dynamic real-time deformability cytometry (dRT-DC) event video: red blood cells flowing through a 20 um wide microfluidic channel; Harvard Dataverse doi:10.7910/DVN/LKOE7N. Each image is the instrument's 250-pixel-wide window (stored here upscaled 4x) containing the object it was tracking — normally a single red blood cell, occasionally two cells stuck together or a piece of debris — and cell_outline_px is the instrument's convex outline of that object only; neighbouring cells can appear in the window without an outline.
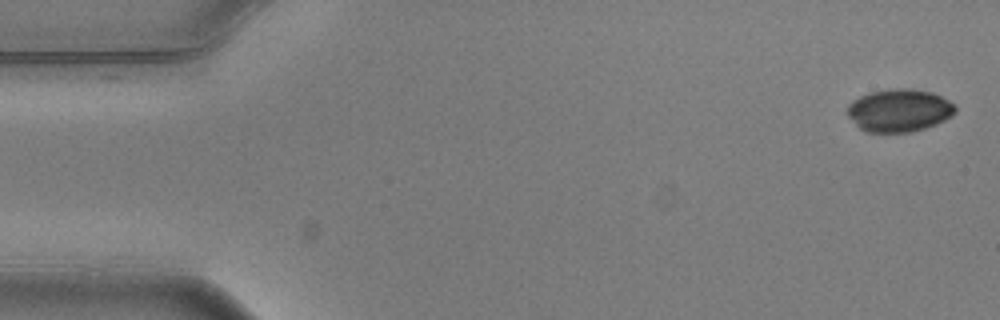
{"species": "common noctule bat (a hibernating species)", "species_latin": "Nyctalus noctula", "temperature_condition": "warm", "stored_images_in_passage": 13, "camera_frame_rate_fps": 3000, "um_per_image_px": 0.085, "animal": {"sex": "male", "body_mass_g": 20.5, "forearm_length_mm": 52.5}, "frame": {"image": 1, "passage_image": 1, "time_ms": 0.0, "image_size_px": [1000, 320], "cell_outline_px": [[956, 112], [952, 116], [936, 124], [912, 132], [868, 132], [860, 128], [848, 116], [848, 104], [852, 100], [868, 92], [888, 88], [912, 88], [932, 92], [948, 100], [956, 108]], "centroid_in_image_um": [76.42, 9.37], "position_along_channel_um": 8.6, "area_um2": 26.99}}
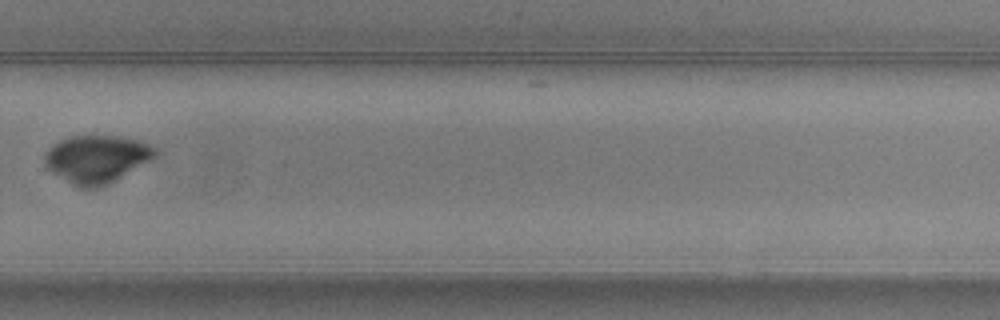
{"frame": {"image": 2, "passage_image": 10, "time_ms": 3.0, "image_size_px": [1000, 320], "cell_outline_px": [[160, 152], [156, 156], [108, 184], [96, 188], [80, 188], [72, 184], [48, 168], [44, 164], [44, 156], [48, 148], [52, 144], [60, 140], [72, 136], [116, 136], [140, 140], [156, 148]], "centroid_in_image_um": [8.21, 13.5], "position_along_channel_um": 321.6, "area_um2": 30.4}}
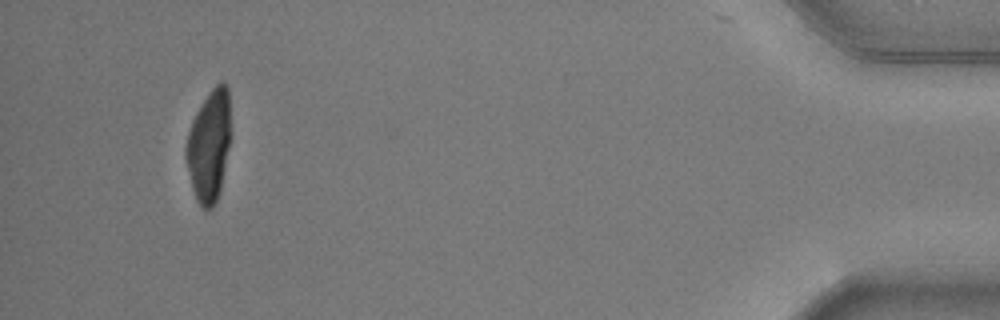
{"frame": {"image": 3, "passage_image": 13, "time_ms": 4.0, "image_size_px": [1000, 320], "cell_outline_px": [[228, 148], [220, 192], [216, 204], [212, 208], [200, 208], [196, 200], [192, 188], [184, 156], [184, 148], [188, 132], [192, 120], [196, 112], [212, 88], [220, 80], [224, 80], [228, 88]], "centroid_in_image_um": [17.72, 12.44], "position_along_channel_um": 417.5, "area_um2": 28.78}}